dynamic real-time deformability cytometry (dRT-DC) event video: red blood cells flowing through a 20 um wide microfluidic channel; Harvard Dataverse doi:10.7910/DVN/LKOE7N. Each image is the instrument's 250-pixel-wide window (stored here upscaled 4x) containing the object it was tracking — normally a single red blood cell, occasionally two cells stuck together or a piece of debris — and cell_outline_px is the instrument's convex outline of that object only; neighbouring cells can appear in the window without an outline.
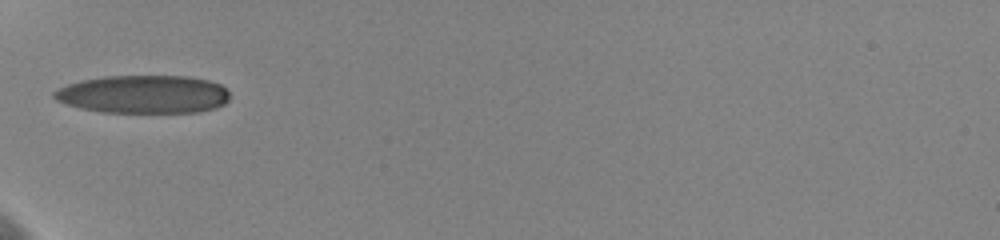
{"species": "human", "species_latin": "Homo sapiens", "temperature_condition": "cold", "stored_images_in_passage": 10, "camera_frame_rate_fps": 3000, "um_per_image_px": 0.085, "donor": {"sex": "female"}, "frame": {"image": 1, "passage_image": 1, "time_ms": 0.0, "image_size_px": [1000, 240], "cell_outline_px": [[228, 100], [224, 104], [216, 108], [200, 112], [104, 112], [80, 108], [56, 100], [52, 96], [52, 92], [68, 84], [84, 80], [104, 76], [188, 76], [208, 80], [220, 84], [228, 92]], "centroid_in_image_um": [12.21, 8.01], "position_along_channel_um": 72.8, "area_um2": 38.9}}